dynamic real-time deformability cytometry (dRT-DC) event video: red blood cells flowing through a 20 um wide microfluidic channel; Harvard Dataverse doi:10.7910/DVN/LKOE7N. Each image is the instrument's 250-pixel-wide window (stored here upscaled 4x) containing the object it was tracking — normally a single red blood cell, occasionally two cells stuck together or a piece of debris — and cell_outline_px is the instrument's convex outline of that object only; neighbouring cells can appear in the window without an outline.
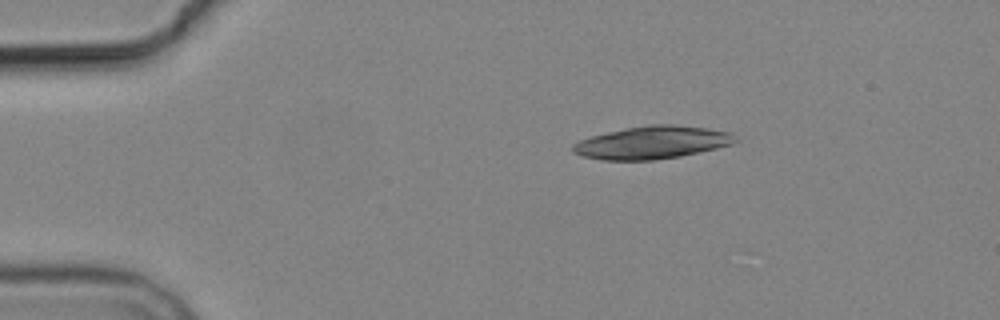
{"species": "common noctule bat (a hibernating species)", "species_latin": "Nyctalus noctula", "temperature_condition": "cold", "stored_images_in_passage": 2, "camera_frame_rate_fps": 3000, "um_per_image_px": 0.085, "animal": {"sex": "male", "body_mass_g": 19.2, "forearm_length_mm": 51.8}, "frame": {"image": 1, "passage_image": 1, "time_ms": 0.0, "image_size_px": [1000, 320], "cell_outline_px": [[740, 140], [732, 144], [716, 148], [680, 156], [652, 160], [604, 160], [584, 156], [572, 152], [572, 144], [580, 140], [592, 136], [624, 128], [652, 124], [676, 124], [732, 132]], "centroid_in_image_um": [55.46, 12.11], "position_along_channel_um": 29.5, "area_um2": 30.92}}